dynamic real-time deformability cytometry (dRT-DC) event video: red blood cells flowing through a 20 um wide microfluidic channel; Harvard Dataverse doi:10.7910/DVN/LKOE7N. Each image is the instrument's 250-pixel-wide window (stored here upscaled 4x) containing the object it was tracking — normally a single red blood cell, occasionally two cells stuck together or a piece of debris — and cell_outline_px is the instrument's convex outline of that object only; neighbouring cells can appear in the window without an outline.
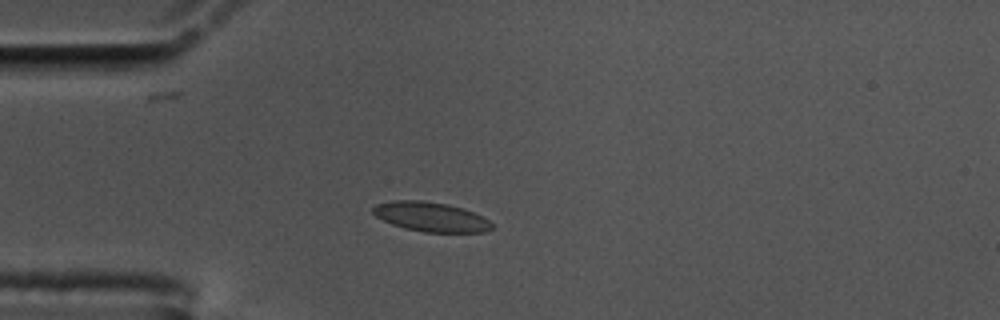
{"species": "common noctule bat (a hibernating species)", "species_latin": "Nyctalus noctula", "temperature_condition": "cold", "stored_images_in_passage": 44, "camera_frame_rate_fps": 3000, "um_per_image_px": 0.085, "animal": {"sex": "male", "body_mass_g": 17.5, "forearm_length_mm": 52.3}, "frame": {"image": 1, "passage_image": 1, "time_ms": 0.0, "image_size_px": [1000, 320], "cell_outline_px": [[492, 228], [484, 232], [424, 232], [404, 228], [392, 224], [376, 216], [372, 212], [372, 208], [376, 204], [392, 200], [420, 200], [448, 204], [464, 208], [488, 220], [492, 224]], "centroid_in_image_um": [36.59, 18.42], "position_along_channel_um": 48.4, "area_um2": 20.35}}
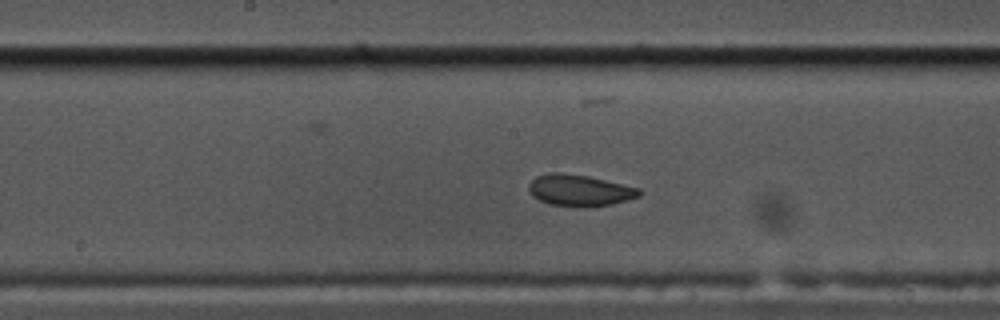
{"frame": {"image": 2, "passage_image": 15, "time_ms": 4.667, "image_size_px": [1000, 320], "cell_outline_px": [[640, 196], [628, 200], [612, 204], [548, 204], [532, 196], [528, 188], [528, 184], [536, 176], [552, 172], [556, 172], [588, 176], [640, 188]], "centroid_in_image_um": [49.25, 16.13], "position_along_channel_um": 199.0, "area_um2": 19.42}}
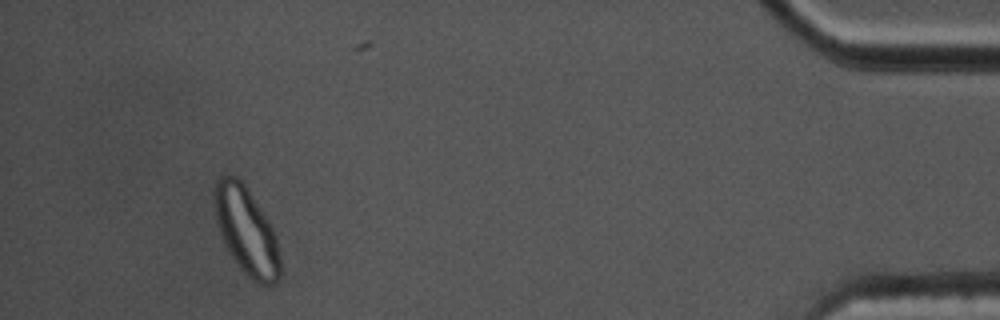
{"frame": {"image": 3, "passage_image": 39, "time_ms": 12.667, "image_size_px": [1000, 320], "cell_outline_px": [[280, 276], [272, 284], [260, 284], [252, 280], [244, 272], [228, 252], [224, 244], [216, 224], [216, 180], [220, 176], [236, 176], [244, 184], [268, 220], [276, 236], [280, 260]], "centroid_in_image_um": [20.95, 19.66], "position_along_channel_um": 414.2, "area_um2": 32.77}, "authors_computed_cell_mechanics": {"area_um2": 20.23, "velocity_mm_per_s": 3.5168, "shape_relaxation_time_tau1_ms": null, "shape_relaxation_time_tau2_ms": 2.525, "deformation_change_tau1": null, "deformation_change_tau2": 0.0574}}